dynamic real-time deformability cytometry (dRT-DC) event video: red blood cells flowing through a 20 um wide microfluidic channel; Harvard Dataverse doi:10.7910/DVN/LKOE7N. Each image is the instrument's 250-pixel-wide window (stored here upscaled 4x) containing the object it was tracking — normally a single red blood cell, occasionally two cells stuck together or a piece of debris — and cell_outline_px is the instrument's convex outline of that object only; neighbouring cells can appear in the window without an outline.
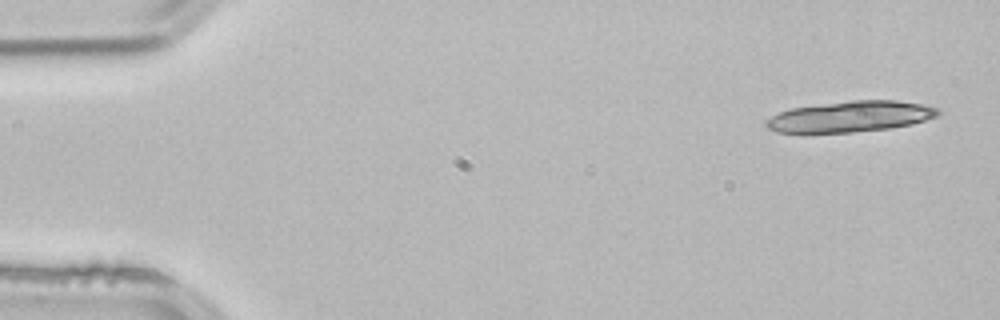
{"species": "common noctule bat (a hibernating species)", "species_latin": "Nyctalus noctula", "temperature_condition": "room temperature", "stored_images_in_passage": 4, "camera_frame_rate_fps": 3000, "um_per_image_px": 0.085, "animal": {"sex": "male", "body_mass_g": 21.5, "forearm_length_mm": 52.0}, "frame": {"image": 1, "passage_image": 1, "time_ms": 0.0, "image_size_px": [1000, 320], "cell_outline_px": [[940, 112], [936, 116], [912, 124], [892, 128], [852, 132], [804, 136], [776, 132], [768, 128], [764, 124], [764, 120], [780, 112], [792, 108], [852, 100], [896, 100], [924, 104], [940, 108]], "centroid_in_image_um": [72.2, 9.95], "position_along_channel_um": 12.8, "area_um2": 31.91}}
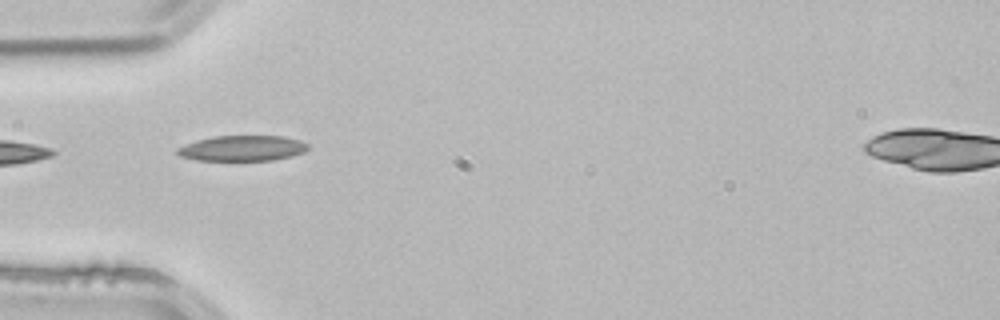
{"frame": {"image": 2, "passage_image": 4, "time_ms": 1.0, "image_size_px": [1000, 320], "cell_outline_px": [[308, 148], [304, 152], [292, 156], [272, 160], [196, 160], [180, 156], [176, 152], [176, 148], [184, 144], [196, 140], [212, 136], [284, 136], [300, 140], [308, 144]], "centroid_in_image_um": [20.58, 12.59], "position_along_channel_um": 64.4, "area_um2": 19.48}}